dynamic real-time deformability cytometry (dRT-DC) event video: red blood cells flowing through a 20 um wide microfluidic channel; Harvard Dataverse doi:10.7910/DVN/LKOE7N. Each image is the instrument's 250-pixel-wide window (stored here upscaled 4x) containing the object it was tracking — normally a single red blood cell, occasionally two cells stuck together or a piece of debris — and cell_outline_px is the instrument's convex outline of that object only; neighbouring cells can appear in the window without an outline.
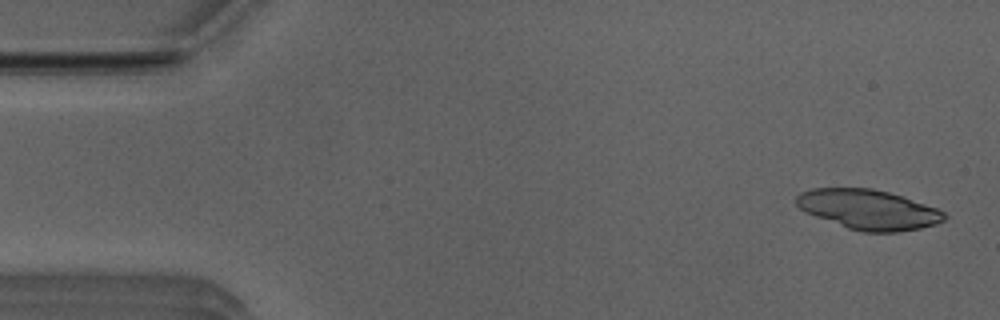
{"species": "Egyptian fruit bat (a non-hibernating species)", "species_latin": "Rousettus aegyptiacus", "temperature_condition": "room temperature", "stored_images_in_passage": 51, "camera_frame_rate_fps": 3000, "um_per_image_px": 0.085, "animal": {"sex": "male"}, "frame": {"image": 1, "passage_image": 2, "time_ms": 0.333, "image_size_px": [1000, 320], "cell_outline_px": [[948, 216], [944, 220], [936, 224], [920, 228], [900, 232], [864, 232], [848, 228], [804, 212], [796, 204], [796, 196], [800, 192], [812, 188], [872, 188], [904, 196], [936, 208], [944, 212]], "centroid_in_image_um": [73.82, 17.8], "position_along_channel_um": 11.2, "area_um2": 34.39}}
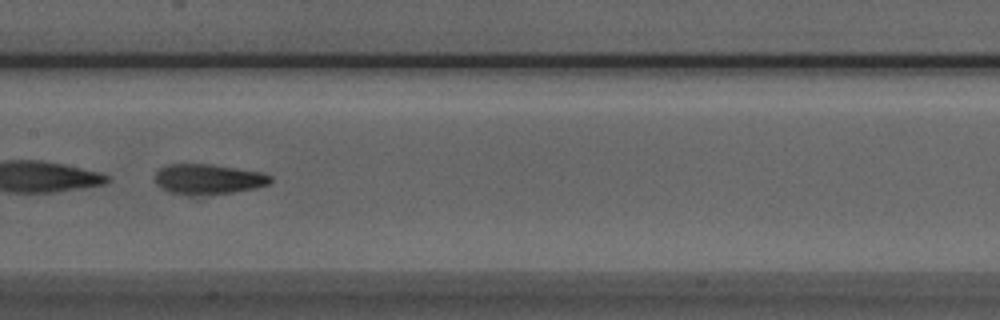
{"frame": {"image": 2, "passage_image": 25, "time_ms": 8.0, "image_size_px": [1000, 320], "cell_outline_px": [[272, 180], [268, 184], [256, 188], [232, 192], [192, 196], [188, 196], [172, 192], [156, 184], [156, 172], [160, 168], [168, 164], [212, 164], [264, 172], [272, 176]], "centroid_in_image_um": [17.74, 15.22], "position_along_channel_um": 189.7, "area_um2": 20.4}, "authors_computed_cell_mechanics": {"area_um2": 21.7906, "velocity_mm_per_s": 3.9367, "shape_relaxation_time_tau1_ms": 5.9489, "shape_relaxation_time_tau2_ms": 2.4271, "deformation_change_tau1": 0.1862, "deformation_change_tau2": 0.0987}}